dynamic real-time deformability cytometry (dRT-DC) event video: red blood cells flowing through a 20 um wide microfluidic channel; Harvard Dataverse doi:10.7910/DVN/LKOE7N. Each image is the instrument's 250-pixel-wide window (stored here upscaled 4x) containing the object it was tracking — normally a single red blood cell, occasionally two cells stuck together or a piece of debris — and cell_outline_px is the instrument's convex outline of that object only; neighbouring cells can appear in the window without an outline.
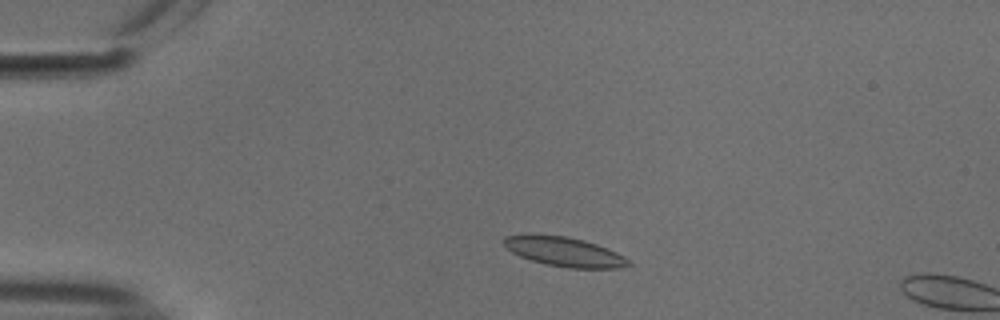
{"species": "common noctule bat (a hibernating species)", "species_latin": "Nyctalus noctula", "temperature_condition": "cold", "stored_images_in_passage": 9, "camera_frame_rate_fps": 3000, "um_per_image_px": 0.085, "animal": {"sex": "male", "body_mass_g": 18.8}, "frame": {"image": 1, "passage_image": 7, "time_ms": 2.0, "image_size_px": [1000, 320], "cell_outline_px": [[632, 264], [620, 268], [568, 268], [544, 264], [520, 256], [512, 252], [504, 244], [504, 236], [568, 236], [584, 240], [608, 248], [632, 260]], "centroid_in_image_um": [48.07, 21.43], "position_along_channel_um": 36.9, "area_um2": 20.98}}